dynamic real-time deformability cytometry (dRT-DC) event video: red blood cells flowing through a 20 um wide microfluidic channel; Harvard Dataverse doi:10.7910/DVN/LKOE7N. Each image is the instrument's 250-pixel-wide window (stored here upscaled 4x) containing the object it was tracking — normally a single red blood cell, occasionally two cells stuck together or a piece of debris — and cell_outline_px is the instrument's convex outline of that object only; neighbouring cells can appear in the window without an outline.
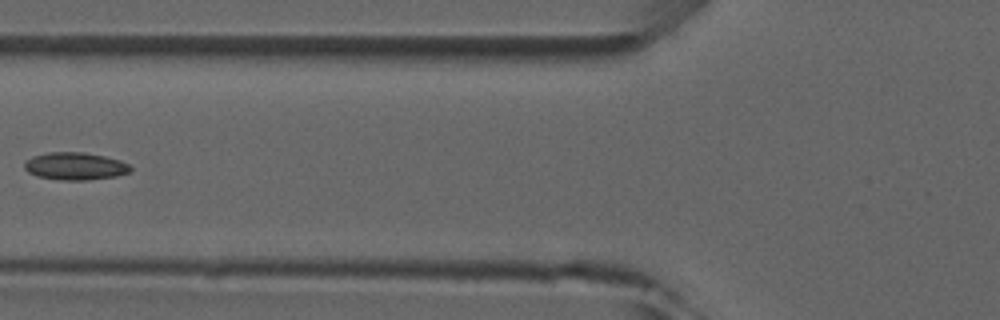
{"species": "common noctule bat (a hibernating species)", "species_latin": "Nyctalus noctula", "temperature_condition": "room temperature", "stored_images_in_passage": 8, "camera_frame_rate_fps": 3000, "um_per_image_px": 0.085, "animal": {"sex": "male", "forearm_length_mm": 52.5}, "frame": {"image": 1, "passage_image": 6, "time_ms": 6.0, "image_size_px": [1000, 320], "cell_outline_px": [[132, 172], [116, 176], [88, 180], [60, 180], [40, 176], [28, 172], [24, 168], [24, 164], [32, 156], [48, 152], [84, 152], [104, 156], [120, 160], [128, 164], [132, 168]], "centroid_in_image_um": [6.42, 14.12], "position_along_channel_um": 119.4, "area_um2": 16.99}}
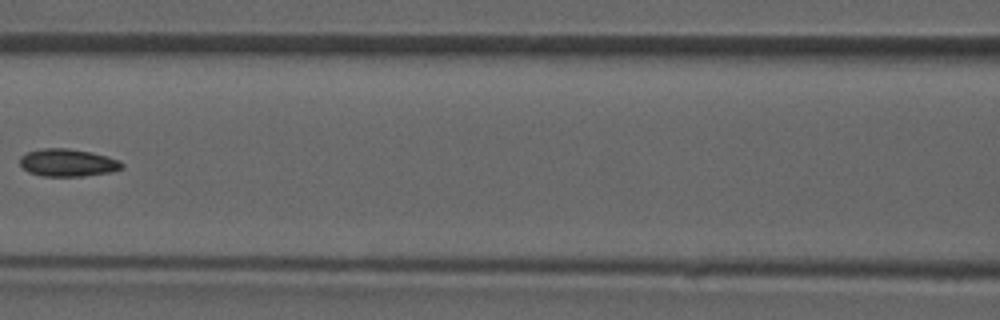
{"frame": {"image": 2, "passage_image": 7, "time_ms": 7.0, "image_size_px": [1000, 320], "cell_outline_px": [[124, 168], [112, 172], [84, 176], [44, 176], [28, 172], [20, 164], [20, 156], [28, 152], [44, 148], [68, 148], [92, 152], [108, 156], [120, 160], [124, 164]], "centroid_in_image_um": [5.81, 13.83], "position_along_channel_um": 160.8, "area_um2": 16.53}}